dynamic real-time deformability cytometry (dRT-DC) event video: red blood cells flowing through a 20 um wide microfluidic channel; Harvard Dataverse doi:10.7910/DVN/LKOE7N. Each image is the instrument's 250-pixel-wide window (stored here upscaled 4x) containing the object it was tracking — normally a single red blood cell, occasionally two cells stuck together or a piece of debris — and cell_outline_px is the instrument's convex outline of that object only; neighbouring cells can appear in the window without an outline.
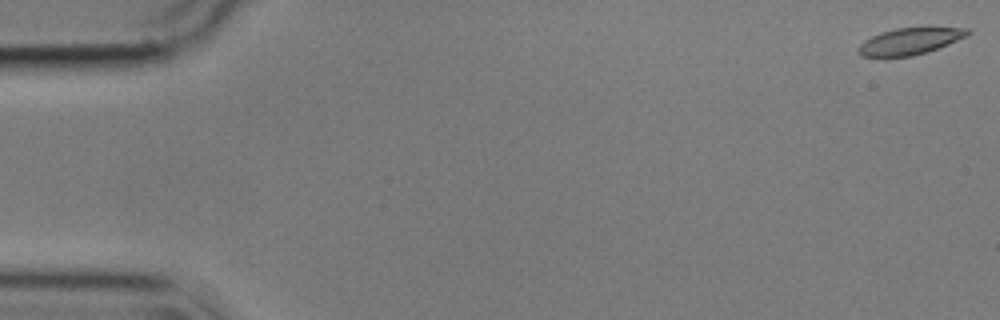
{"species": "common noctule bat (a hibernating species)", "species_latin": "Nyctalus noctula", "temperature_condition": "cold", "stored_images_in_passage": 56, "camera_frame_rate_fps": 3000, "um_per_image_px": 0.085, "animal": {"sex": "male", "body_mass_g": 17.9}, "frame": {"image": 1, "passage_image": 1, "time_ms": 0.0, "image_size_px": [1000, 320], "cell_outline_px": [[972, 32], [968, 36], [948, 44], [912, 56], [884, 60], [860, 56], [856, 52], [860, 44], [864, 40], [872, 36], [896, 28], [968, 28]], "centroid_in_image_um": [77.24, 3.56], "position_along_channel_um": 7.8, "area_um2": 17.34}}
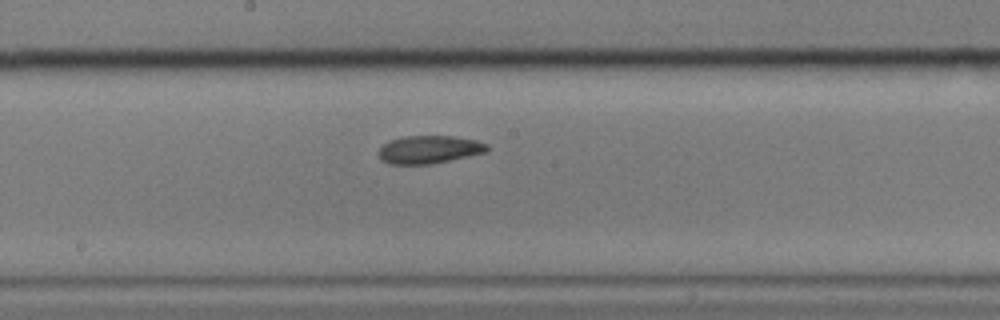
{"frame": {"image": 2, "passage_image": 30, "time_ms": 9.667, "image_size_px": [1000, 320], "cell_outline_px": [[488, 152], [432, 164], [388, 164], [380, 160], [376, 152], [384, 144], [392, 140], [404, 136], [452, 136], [476, 140], [488, 144]], "centroid_in_image_um": [36.47, 12.72], "position_along_channel_um": 211.7, "area_um2": 17.8}}
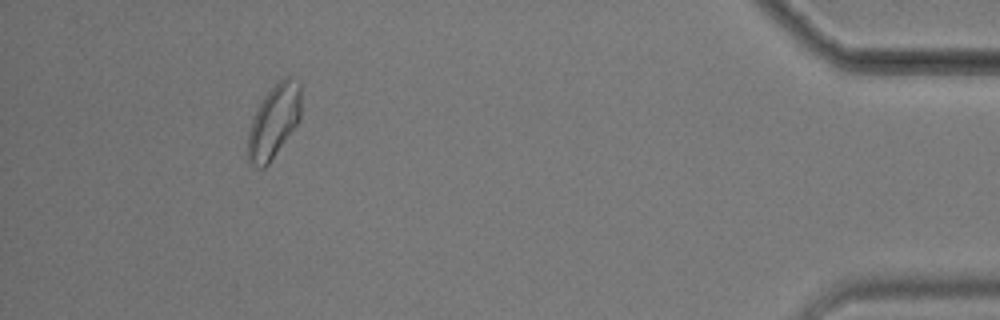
{"frame": {"image": 3, "passage_image": 52, "time_ms": 17.0, "image_size_px": [1000, 320], "cell_outline_px": [[300, 120], [268, 164], [264, 168], [260, 168], [248, 164], [248, 132], [252, 120], [264, 96], [284, 76], [288, 76], [300, 80]], "centroid_in_image_um": [23.29, 10.32], "position_along_channel_um": 411.9, "area_um2": 22.48}, "authors_computed_cell_mechanics": {"area_um2": 17.9469, "velocity_mm_per_s": 3.5437, "shape_relaxation_time_tau1_ms": 8.1127, "shape_relaxation_time_tau2_ms": 7.0248, "deformation_change_tau1": 0.1813, "deformation_change_tau2": 0.1073}}